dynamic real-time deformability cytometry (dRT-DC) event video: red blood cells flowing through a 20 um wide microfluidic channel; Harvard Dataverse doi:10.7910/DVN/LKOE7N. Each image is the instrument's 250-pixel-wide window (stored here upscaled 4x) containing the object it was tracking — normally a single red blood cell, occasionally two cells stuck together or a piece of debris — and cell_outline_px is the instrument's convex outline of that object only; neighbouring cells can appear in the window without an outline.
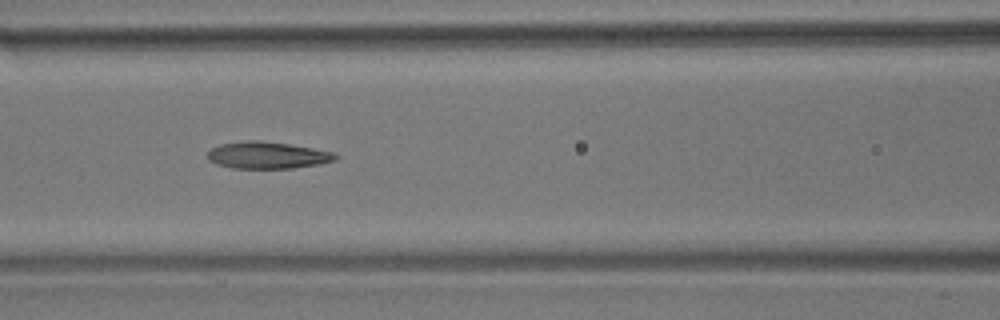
{"species": "common noctule bat (a hibernating species)", "species_latin": "Nyctalus noctula", "temperature_condition": "room temperature", "stored_images_in_passage": 15, "camera_frame_rate_fps": 3000, "um_per_image_px": 0.085, "animal": {"sex": "male", "body_mass_g": 17.9}, "frame": {"image": 1, "passage_image": 7, "time_ms": 2.0, "image_size_px": [1000, 320], "cell_outline_px": [[340, 156], [336, 160], [320, 164], [292, 168], [232, 168], [216, 164], [208, 160], [208, 152], [212, 148], [220, 144], [240, 140], [260, 140], [288, 144], [312, 148], [332, 152]], "centroid_in_image_um": [22.71, 13.19], "position_along_channel_um": 143.9, "area_um2": 20.11}}
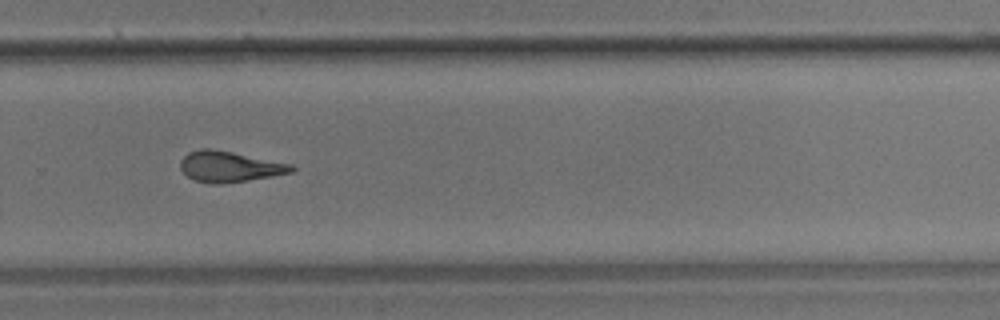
{"frame": {"image": 2, "passage_image": 11, "time_ms": 3.333, "image_size_px": [1000, 320], "cell_outline_px": [[296, 168], [292, 172], [272, 176], [224, 184], [212, 184], [192, 180], [180, 168], [180, 160], [188, 152], [200, 148], [212, 148], [292, 164]], "centroid_in_image_um": [19.48, 14.16], "position_along_channel_um": 310.3, "area_um2": 20.0}}
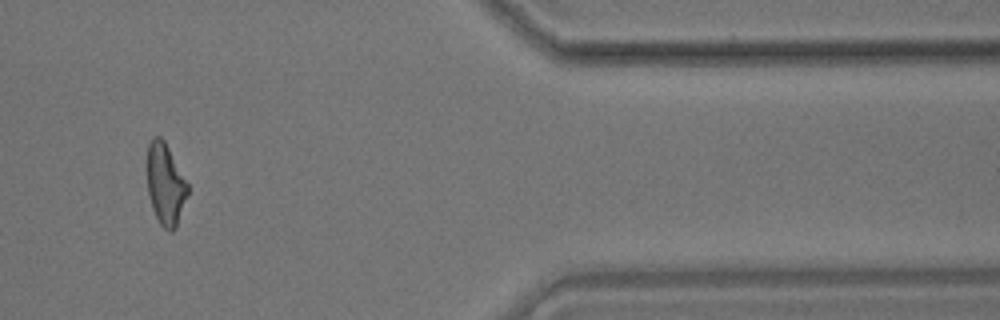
{"frame": {"image": 3, "passage_image": 13, "time_ms": 4.0, "image_size_px": [1000, 320], "cell_outline_px": [[188, 196], [176, 228], [172, 232], [168, 232], [160, 224], [152, 208], [148, 192], [148, 144], [152, 136], [160, 136], [164, 140], [188, 184]], "centroid_in_image_um": [14.07, 15.69], "position_along_channel_um": 397.3, "area_um2": 19.19}}